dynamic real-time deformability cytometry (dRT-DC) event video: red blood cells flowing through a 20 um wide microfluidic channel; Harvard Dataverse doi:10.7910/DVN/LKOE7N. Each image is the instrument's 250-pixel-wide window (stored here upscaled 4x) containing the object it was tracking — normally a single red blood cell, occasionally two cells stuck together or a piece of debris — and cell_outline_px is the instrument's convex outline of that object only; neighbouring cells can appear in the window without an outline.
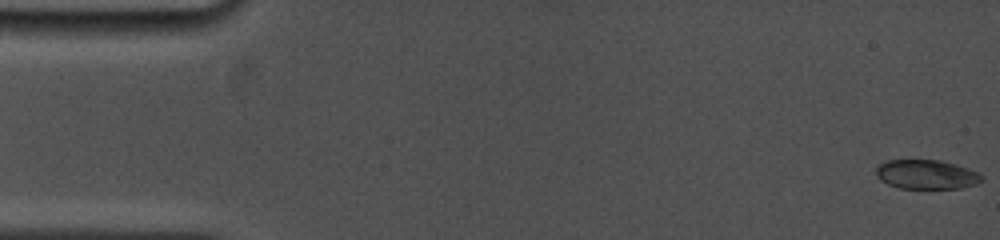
{"species": "common noctule bat (a hibernating species)", "species_latin": "Nyctalus noctula", "temperature_condition": "cold", "stored_images_in_passage": 26, "camera_frame_rate_fps": 5000, "um_per_image_px": 0.085, "animal": {"sex": "female", "body_mass_g": 19.0, "forearm_length_mm": 53.3}, "frame": {"image": 1, "passage_image": 1, "time_ms": 0.0, "image_size_px": [1000, 240], "cell_outline_px": [[984, 180], [976, 184], [960, 188], [900, 188], [888, 184], [880, 180], [876, 176], [876, 168], [884, 160], [940, 160], [956, 164], [980, 172], [984, 176]], "centroid_in_image_um": [78.78, 14.82], "position_along_channel_um": 6.2, "area_um2": 18.21}}
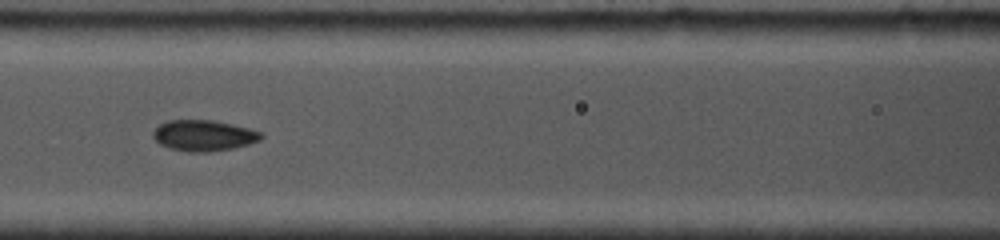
{"frame": {"image": 2, "passage_image": 15, "time_ms": 7.2, "image_size_px": [1000, 240], "cell_outline_px": [[264, 136], [260, 140], [248, 144], [232, 148], [208, 152], [188, 152], [172, 148], [160, 144], [152, 136], [152, 132], [160, 124], [168, 120], [212, 120], [232, 124], [248, 128], [260, 132]], "centroid_in_image_um": [17.31, 11.51], "position_along_channel_um": 149.3, "area_um2": 19.31}}
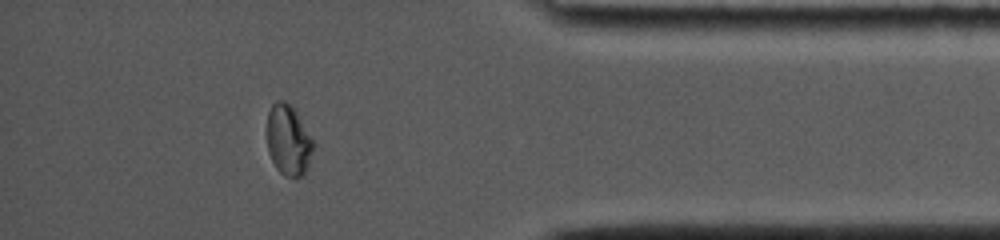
{"frame": {"image": 3, "passage_image": 25, "time_ms": 14.4, "image_size_px": [1000, 240], "cell_outline_px": [[316, 144], [308, 164], [304, 172], [300, 176], [284, 176], [276, 168], [268, 152], [268, 112], [272, 104], [276, 100], [284, 100], [296, 108]], "centroid_in_image_um": [24.54, 11.86], "position_along_channel_um": 410.7, "area_um2": 19.25}, "authors_computed_cell_mechanics": {"area_um2": 19.2763, "velocity_mm_per_s": 3.8458, "shape_relaxation_time_tau1_ms": 6.1907, "shape_relaxation_time_tau2_ms": 1.5025, "deformation_change_tau1": 0.1179, "deformation_change_tau2": 0.048}}